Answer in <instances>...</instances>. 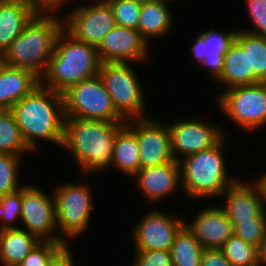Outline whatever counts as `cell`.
Here are the masks:
<instances>
[{"mask_svg":"<svg viewBox=\"0 0 266 266\" xmlns=\"http://www.w3.org/2000/svg\"><path fill=\"white\" fill-rule=\"evenodd\" d=\"M125 122L65 117L62 146L80 167L82 174L112 167L117 132Z\"/></svg>","mask_w":266,"mask_h":266,"instance_id":"6da1fadb","label":"cell"},{"mask_svg":"<svg viewBox=\"0 0 266 266\" xmlns=\"http://www.w3.org/2000/svg\"><path fill=\"white\" fill-rule=\"evenodd\" d=\"M10 109L32 151L39 148L38 140L62 146L65 113L61 93L40 84Z\"/></svg>","mask_w":266,"mask_h":266,"instance_id":"7a4b0ae2","label":"cell"},{"mask_svg":"<svg viewBox=\"0 0 266 266\" xmlns=\"http://www.w3.org/2000/svg\"><path fill=\"white\" fill-rule=\"evenodd\" d=\"M100 64L97 47L74 39L62 29L40 84L62 94L70 86L98 75Z\"/></svg>","mask_w":266,"mask_h":266,"instance_id":"3957f363","label":"cell"},{"mask_svg":"<svg viewBox=\"0 0 266 266\" xmlns=\"http://www.w3.org/2000/svg\"><path fill=\"white\" fill-rule=\"evenodd\" d=\"M60 18L58 15H35L1 55L3 63L33 71L41 78L53 55L56 38L63 29Z\"/></svg>","mask_w":266,"mask_h":266,"instance_id":"277c9868","label":"cell"},{"mask_svg":"<svg viewBox=\"0 0 266 266\" xmlns=\"http://www.w3.org/2000/svg\"><path fill=\"white\" fill-rule=\"evenodd\" d=\"M227 136L215 146L189 155L179 161L181 188L189 199L221 197L225 190L238 178L228 176L226 158Z\"/></svg>","mask_w":266,"mask_h":266,"instance_id":"5b68a950","label":"cell"},{"mask_svg":"<svg viewBox=\"0 0 266 266\" xmlns=\"http://www.w3.org/2000/svg\"><path fill=\"white\" fill-rule=\"evenodd\" d=\"M99 77L118 114L125 120L145 117V94L138 74L127 62L100 64Z\"/></svg>","mask_w":266,"mask_h":266,"instance_id":"8992f818","label":"cell"},{"mask_svg":"<svg viewBox=\"0 0 266 266\" xmlns=\"http://www.w3.org/2000/svg\"><path fill=\"white\" fill-rule=\"evenodd\" d=\"M87 185L65 182L54 189L57 231L60 229L61 234L58 235L66 245L71 238L81 236L90 225L95 206L93 192Z\"/></svg>","mask_w":266,"mask_h":266,"instance_id":"52a82bcc","label":"cell"},{"mask_svg":"<svg viewBox=\"0 0 266 266\" xmlns=\"http://www.w3.org/2000/svg\"><path fill=\"white\" fill-rule=\"evenodd\" d=\"M62 96L65 117L126 122L114 108L99 75L70 86Z\"/></svg>","mask_w":266,"mask_h":266,"instance_id":"ba28073f","label":"cell"},{"mask_svg":"<svg viewBox=\"0 0 266 266\" xmlns=\"http://www.w3.org/2000/svg\"><path fill=\"white\" fill-rule=\"evenodd\" d=\"M215 100L223 115L244 131L266 125V82L221 91Z\"/></svg>","mask_w":266,"mask_h":266,"instance_id":"9c48e42d","label":"cell"},{"mask_svg":"<svg viewBox=\"0 0 266 266\" xmlns=\"http://www.w3.org/2000/svg\"><path fill=\"white\" fill-rule=\"evenodd\" d=\"M78 5L63 19V29L74 39L98 47L103 38L116 26L112 8L106 0H91ZM97 1V2H96Z\"/></svg>","mask_w":266,"mask_h":266,"instance_id":"30bf717a","label":"cell"},{"mask_svg":"<svg viewBox=\"0 0 266 266\" xmlns=\"http://www.w3.org/2000/svg\"><path fill=\"white\" fill-rule=\"evenodd\" d=\"M39 187L29 184L22 186L21 222L26 231L36 236L40 241L64 243L57 230L55 215V200L52 193H44ZM54 231V232H53Z\"/></svg>","mask_w":266,"mask_h":266,"instance_id":"8fae6325","label":"cell"},{"mask_svg":"<svg viewBox=\"0 0 266 266\" xmlns=\"http://www.w3.org/2000/svg\"><path fill=\"white\" fill-rule=\"evenodd\" d=\"M171 151L175 161L215 146L226 131L220 125L209 124L201 119H181L168 123Z\"/></svg>","mask_w":266,"mask_h":266,"instance_id":"7c38bea8","label":"cell"},{"mask_svg":"<svg viewBox=\"0 0 266 266\" xmlns=\"http://www.w3.org/2000/svg\"><path fill=\"white\" fill-rule=\"evenodd\" d=\"M160 122L147 116L125 122L136 135L141 168L165 165L175 160L168 125Z\"/></svg>","mask_w":266,"mask_h":266,"instance_id":"4fadbf2b","label":"cell"},{"mask_svg":"<svg viewBox=\"0 0 266 266\" xmlns=\"http://www.w3.org/2000/svg\"><path fill=\"white\" fill-rule=\"evenodd\" d=\"M138 222L131 231L135 243L133 250H171L174 238L185 220L155 207Z\"/></svg>","mask_w":266,"mask_h":266,"instance_id":"5bb4252c","label":"cell"},{"mask_svg":"<svg viewBox=\"0 0 266 266\" xmlns=\"http://www.w3.org/2000/svg\"><path fill=\"white\" fill-rule=\"evenodd\" d=\"M149 43L137 29L115 26L97 47L101 63L139 62L149 56ZM146 59V60H145Z\"/></svg>","mask_w":266,"mask_h":266,"instance_id":"9a60e30c","label":"cell"},{"mask_svg":"<svg viewBox=\"0 0 266 266\" xmlns=\"http://www.w3.org/2000/svg\"><path fill=\"white\" fill-rule=\"evenodd\" d=\"M249 182L238 179L221 195L225 204L220 208L233 226L240 221L266 218L262 192L256 182Z\"/></svg>","mask_w":266,"mask_h":266,"instance_id":"2e32d148","label":"cell"},{"mask_svg":"<svg viewBox=\"0 0 266 266\" xmlns=\"http://www.w3.org/2000/svg\"><path fill=\"white\" fill-rule=\"evenodd\" d=\"M184 225L204 249H221L233 235V225L217 205L200 209L194 219Z\"/></svg>","mask_w":266,"mask_h":266,"instance_id":"e0dca14e","label":"cell"},{"mask_svg":"<svg viewBox=\"0 0 266 266\" xmlns=\"http://www.w3.org/2000/svg\"><path fill=\"white\" fill-rule=\"evenodd\" d=\"M132 178L135 179L137 188L143 197L149 200L147 202L156 204L158 200L160 202L171 194H175L180 187L179 162L174 160L165 165L140 168Z\"/></svg>","mask_w":266,"mask_h":266,"instance_id":"ac0fdd59","label":"cell"},{"mask_svg":"<svg viewBox=\"0 0 266 266\" xmlns=\"http://www.w3.org/2000/svg\"><path fill=\"white\" fill-rule=\"evenodd\" d=\"M237 30L219 32L215 29L205 30L197 35L190 51L195 62L204 65L216 81L220 78L224 68V54L234 42Z\"/></svg>","mask_w":266,"mask_h":266,"instance_id":"d6986e66","label":"cell"},{"mask_svg":"<svg viewBox=\"0 0 266 266\" xmlns=\"http://www.w3.org/2000/svg\"><path fill=\"white\" fill-rule=\"evenodd\" d=\"M38 85L40 77L33 71L3 64L0 67V109H10Z\"/></svg>","mask_w":266,"mask_h":266,"instance_id":"ffe728a7","label":"cell"},{"mask_svg":"<svg viewBox=\"0 0 266 266\" xmlns=\"http://www.w3.org/2000/svg\"><path fill=\"white\" fill-rule=\"evenodd\" d=\"M35 15L28 0H0V55Z\"/></svg>","mask_w":266,"mask_h":266,"instance_id":"44dd1931","label":"cell"},{"mask_svg":"<svg viewBox=\"0 0 266 266\" xmlns=\"http://www.w3.org/2000/svg\"><path fill=\"white\" fill-rule=\"evenodd\" d=\"M168 2L155 0L141 4L137 30L150 43L154 38L169 35L174 24L172 11ZM153 38V39H152Z\"/></svg>","mask_w":266,"mask_h":266,"instance_id":"7402d4cb","label":"cell"},{"mask_svg":"<svg viewBox=\"0 0 266 266\" xmlns=\"http://www.w3.org/2000/svg\"><path fill=\"white\" fill-rule=\"evenodd\" d=\"M217 82L226 86L225 90L259 83L254 71H249L248 48H241L235 41L231 44L224 54L223 73Z\"/></svg>","mask_w":266,"mask_h":266,"instance_id":"603a6c76","label":"cell"},{"mask_svg":"<svg viewBox=\"0 0 266 266\" xmlns=\"http://www.w3.org/2000/svg\"><path fill=\"white\" fill-rule=\"evenodd\" d=\"M41 241L25 229L13 228L0 231V264L17 266Z\"/></svg>","mask_w":266,"mask_h":266,"instance_id":"cb8c5ba5","label":"cell"},{"mask_svg":"<svg viewBox=\"0 0 266 266\" xmlns=\"http://www.w3.org/2000/svg\"><path fill=\"white\" fill-rule=\"evenodd\" d=\"M112 167L131 178L141 168L136 135L126 124L116 134Z\"/></svg>","mask_w":266,"mask_h":266,"instance_id":"d4e9b609","label":"cell"},{"mask_svg":"<svg viewBox=\"0 0 266 266\" xmlns=\"http://www.w3.org/2000/svg\"><path fill=\"white\" fill-rule=\"evenodd\" d=\"M203 247L184 225L171 247L173 266H201Z\"/></svg>","mask_w":266,"mask_h":266,"instance_id":"484cf974","label":"cell"},{"mask_svg":"<svg viewBox=\"0 0 266 266\" xmlns=\"http://www.w3.org/2000/svg\"><path fill=\"white\" fill-rule=\"evenodd\" d=\"M234 41L248 48L249 71H254L259 82H266V37L238 29Z\"/></svg>","mask_w":266,"mask_h":266,"instance_id":"4316f807","label":"cell"},{"mask_svg":"<svg viewBox=\"0 0 266 266\" xmlns=\"http://www.w3.org/2000/svg\"><path fill=\"white\" fill-rule=\"evenodd\" d=\"M34 152L24 141L11 109H0V153L14 156Z\"/></svg>","mask_w":266,"mask_h":266,"instance_id":"83f0119b","label":"cell"},{"mask_svg":"<svg viewBox=\"0 0 266 266\" xmlns=\"http://www.w3.org/2000/svg\"><path fill=\"white\" fill-rule=\"evenodd\" d=\"M221 250L232 266H260L258 247L232 235Z\"/></svg>","mask_w":266,"mask_h":266,"instance_id":"f1b7e54d","label":"cell"},{"mask_svg":"<svg viewBox=\"0 0 266 266\" xmlns=\"http://www.w3.org/2000/svg\"><path fill=\"white\" fill-rule=\"evenodd\" d=\"M21 158L0 153V196L17 192L22 187L20 181Z\"/></svg>","mask_w":266,"mask_h":266,"instance_id":"f546056e","label":"cell"},{"mask_svg":"<svg viewBox=\"0 0 266 266\" xmlns=\"http://www.w3.org/2000/svg\"><path fill=\"white\" fill-rule=\"evenodd\" d=\"M22 187L19 191L0 196V231L19 228L14 223L21 218Z\"/></svg>","mask_w":266,"mask_h":266,"instance_id":"4dcf8cb0","label":"cell"},{"mask_svg":"<svg viewBox=\"0 0 266 266\" xmlns=\"http://www.w3.org/2000/svg\"><path fill=\"white\" fill-rule=\"evenodd\" d=\"M112 8L117 26L137 29L141 4L133 0H106Z\"/></svg>","mask_w":266,"mask_h":266,"instance_id":"1f68e13d","label":"cell"},{"mask_svg":"<svg viewBox=\"0 0 266 266\" xmlns=\"http://www.w3.org/2000/svg\"><path fill=\"white\" fill-rule=\"evenodd\" d=\"M233 234L243 241L259 247L261 241L266 237V218L240 221L233 226Z\"/></svg>","mask_w":266,"mask_h":266,"instance_id":"d6a6232c","label":"cell"},{"mask_svg":"<svg viewBox=\"0 0 266 266\" xmlns=\"http://www.w3.org/2000/svg\"><path fill=\"white\" fill-rule=\"evenodd\" d=\"M65 243L41 241L35 246L25 259L17 266H48L52 257L64 246Z\"/></svg>","mask_w":266,"mask_h":266,"instance_id":"836d02e7","label":"cell"},{"mask_svg":"<svg viewBox=\"0 0 266 266\" xmlns=\"http://www.w3.org/2000/svg\"><path fill=\"white\" fill-rule=\"evenodd\" d=\"M132 266H173L170 250H134Z\"/></svg>","mask_w":266,"mask_h":266,"instance_id":"e575fe53","label":"cell"},{"mask_svg":"<svg viewBox=\"0 0 266 266\" xmlns=\"http://www.w3.org/2000/svg\"><path fill=\"white\" fill-rule=\"evenodd\" d=\"M250 20L253 22V28L242 29L248 33L266 37V0H245ZM255 26V27H254Z\"/></svg>","mask_w":266,"mask_h":266,"instance_id":"d590c367","label":"cell"},{"mask_svg":"<svg viewBox=\"0 0 266 266\" xmlns=\"http://www.w3.org/2000/svg\"><path fill=\"white\" fill-rule=\"evenodd\" d=\"M36 15H56L67 0H28ZM70 1V0H68ZM56 12V13H55ZM58 12V13H57Z\"/></svg>","mask_w":266,"mask_h":266,"instance_id":"8d00e7d4","label":"cell"},{"mask_svg":"<svg viewBox=\"0 0 266 266\" xmlns=\"http://www.w3.org/2000/svg\"><path fill=\"white\" fill-rule=\"evenodd\" d=\"M201 266H232L221 249H203Z\"/></svg>","mask_w":266,"mask_h":266,"instance_id":"74e56055","label":"cell"},{"mask_svg":"<svg viewBox=\"0 0 266 266\" xmlns=\"http://www.w3.org/2000/svg\"><path fill=\"white\" fill-rule=\"evenodd\" d=\"M69 244L64 245L50 260L48 266H75Z\"/></svg>","mask_w":266,"mask_h":266,"instance_id":"f35d334b","label":"cell"},{"mask_svg":"<svg viewBox=\"0 0 266 266\" xmlns=\"http://www.w3.org/2000/svg\"><path fill=\"white\" fill-rule=\"evenodd\" d=\"M255 182L259 186V188L262 192V197H263L265 211H266V172L263 173V175L256 178Z\"/></svg>","mask_w":266,"mask_h":266,"instance_id":"ab89813d","label":"cell"},{"mask_svg":"<svg viewBox=\"0 0 266 266\" xmlns=\"http://www.w3.org/2000/svg\"><path fill=\"white\" fill-rule=\"evenodd\" d=\"M258 253H259L260 266H265L266 264V237L261 241L260 246L258 247Z\"/></svg>","mask_w":266,"mask_h":266,"instance_id":"60d3db41","label":"cell"},{"mask_svg":"<svg viewBox=\"0 0 266 266\" xmlns=\"http://www.w3.org/2000/svg\"><path fill=\"white\" fill-rule=\"evenodd\" d=\"M135 2H138L140 4L146 3V2H150V1H155V0H133Z\"/></svg>","mask_w":266,"mask_h":266,"instance_id":"b9f144b4","label":"cell"},{"mask_svg":"<svg viewBox=\"0 0 266 266\" xmlns=\"http://www.w3.org/2000/svg\"><path fill=\"white\" fill-rule=\"evenodd\" d=\"M3 61H2V58H1V55H0V67L3 65Z\"/></svg>","mask_w":266,"mask_h":266,"instance_id":"7bdbcfd3","label":"cell"}]
</instances>
